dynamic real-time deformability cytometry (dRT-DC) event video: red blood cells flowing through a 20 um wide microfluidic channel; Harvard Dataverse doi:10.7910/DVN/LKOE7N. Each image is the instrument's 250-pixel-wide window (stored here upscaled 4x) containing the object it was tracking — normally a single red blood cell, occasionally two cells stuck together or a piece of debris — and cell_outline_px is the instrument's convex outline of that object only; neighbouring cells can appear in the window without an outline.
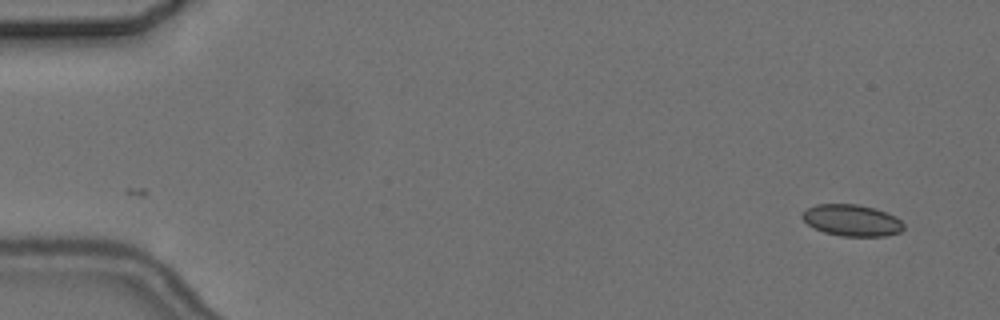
{"species": "common noctule bat (a hibernating species)", "species_latin": "Nyctalus noctula", "temperature_condition": "cold", "stored_images_in_passage": 2, "camera_frame_rate_fps": 3000, "um_per_image_px": 0.085, "animal": {"sex": "female", "body_mass_g": 24.6, "forearm_length_mm": 56.2}, "frame": {"image": 1, "passage_image": 2, "time_ms": 1.333, "image_size_px": [1000, 320], "cell_outline_px": [[904, 228], [900, 232], [884, 236], [840, 236], [824, 232], [808, 224], [800, 216], [808, 208], [816, 204], [856, 204], [872, 208], [896, 216], [904, 224]], "centroid_in_image_um": [72.41, 18.73], "position_along_channel_um": 12.6, "area_um2": 18.44}}